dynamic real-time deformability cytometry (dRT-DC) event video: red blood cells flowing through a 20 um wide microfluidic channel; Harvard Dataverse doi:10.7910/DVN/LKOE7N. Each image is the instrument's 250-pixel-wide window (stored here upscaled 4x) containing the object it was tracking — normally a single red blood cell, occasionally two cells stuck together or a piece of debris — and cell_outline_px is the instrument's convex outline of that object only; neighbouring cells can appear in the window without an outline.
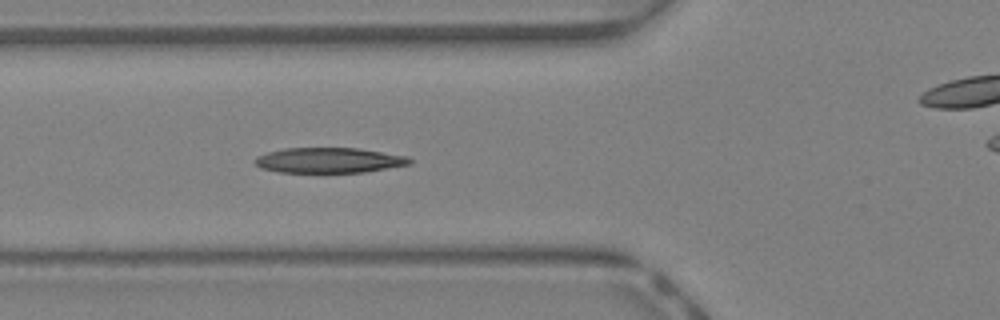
{"species": "Egyptian fruit bat (a non-hibernating species)", "species_latin": "Rousettus aegyptiacus", "temperature_condition": "warm", "stored_images_in_passage": 28, "camera_frame_rate_fps": 3000, "um_per_image_px": 0.085, "animal": {"sex": "female"}, "frame": {"image": 1, "passage_image": 5, "time_ms": 1.333, "image_size_px": [1000, 320], "cell_outline_px": [[412, 164], [364, 172], [280, 172], [260, 168], [252, 160], [256, 156], [268, 152], [284, 148], [360, 148], [408, 156], [412, 160]], "centroid_in_image_um": [27.97, 13.62], "position_along_channel_um": 97.8, "area_um2": 22.89}}
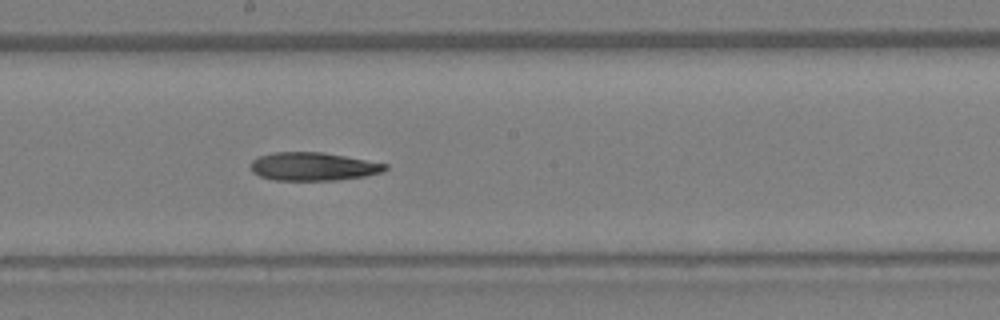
{"frame": {"image": 2, "passage_image": 13, "time_ms": 4.0, "image_size_px": [1000, 320], "cell_outline_px": [[388, 168], [384, 172], [364, 176], [336, 180], [272, 180], [260, 176], [252, 172], [252, 160], [260, 156], [272, 152], [324, 152], [388, 164]], "centroid_in_image_um": [26.64, 14.15], "position_along_channel_um": 221.6, "area_um2": 22.14}}
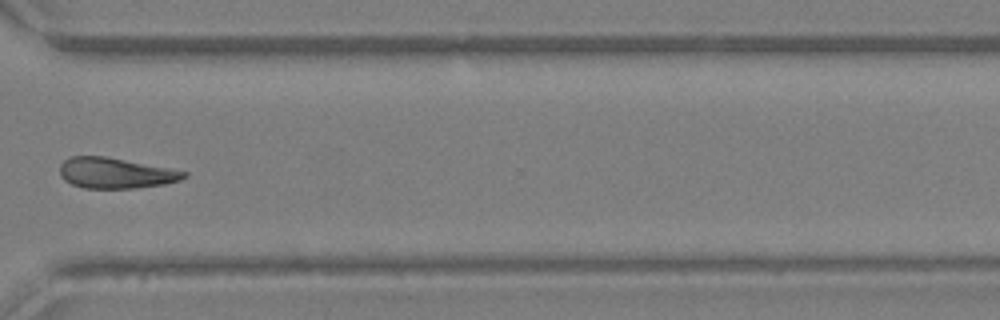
{"frame": {"image": 3, "passage_image": 22, "time_ms": 7.0, "image_size_px": [1000, 320], "cell_outline_px": [[188, 176], [180, 180], [164, 184], [136, 188], [84, 188], [72, 184], [64, 180], [60, 176], [60, 164], [64, 160], [72, 156], [108, 156], [188, 172]], "centroid_in_image_um": [9.81, 14.7], "position_along_channel_um": 360.8, "area_um2": 22.2}, "authors_computed_cell_mechanics": {"area_um2": 22.6865, "velocity_mm_per_s": 4.6297, "shape_relaxation_time_tau1_ms": 3.674, "shape_relaxation_time_tau2_ms": 9.7082, "deformation_change_tau1": 0.1415, "deformation_change_tau2": 0.2111}}